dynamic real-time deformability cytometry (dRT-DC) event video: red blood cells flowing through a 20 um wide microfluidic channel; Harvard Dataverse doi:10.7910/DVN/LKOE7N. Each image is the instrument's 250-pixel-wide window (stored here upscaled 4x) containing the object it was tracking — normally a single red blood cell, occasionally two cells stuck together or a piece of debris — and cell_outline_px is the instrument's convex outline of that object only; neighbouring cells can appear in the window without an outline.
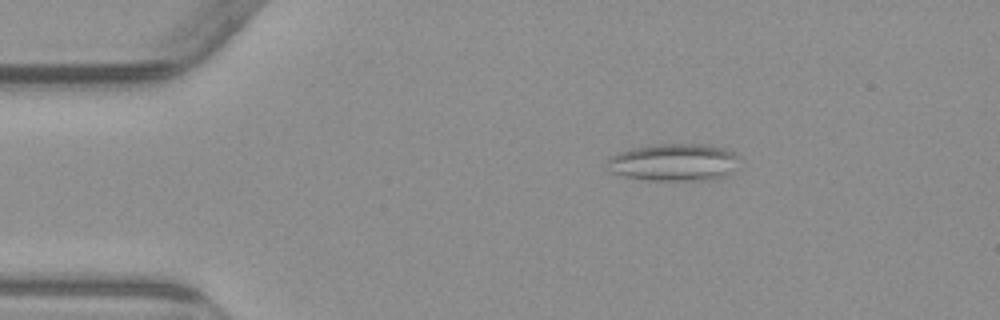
{"species": "common noctule bat (a hibernating species)", "species_latin": "Nyctalus noctula", "temperature_condition": "warm", "stored_images_in_passage": 5, "camera_frame_rate_fps": 3000, "um_per_image_px": 0.085, "animal": {"sex": "male", "body_mass_g": 23.1, "forearm_length_mm": 52.7}, "frame": {"image": 1, "passage_image": 3, "time_ms": 2.333, "image_size_px": [1000, 320], "cell_outline_px": [[740, 156], [728, 172], [724, 176], [712, 180], [648, 180], [624, 176], [612, 172], [608, 160], [612, 156], [636, 148], [660, 144], [708, 144], [736, 152]], "centroid_in_image_um": [57.34, 13.8], "position_along_channel_um": 27.7, "area_um2": 28.09}}